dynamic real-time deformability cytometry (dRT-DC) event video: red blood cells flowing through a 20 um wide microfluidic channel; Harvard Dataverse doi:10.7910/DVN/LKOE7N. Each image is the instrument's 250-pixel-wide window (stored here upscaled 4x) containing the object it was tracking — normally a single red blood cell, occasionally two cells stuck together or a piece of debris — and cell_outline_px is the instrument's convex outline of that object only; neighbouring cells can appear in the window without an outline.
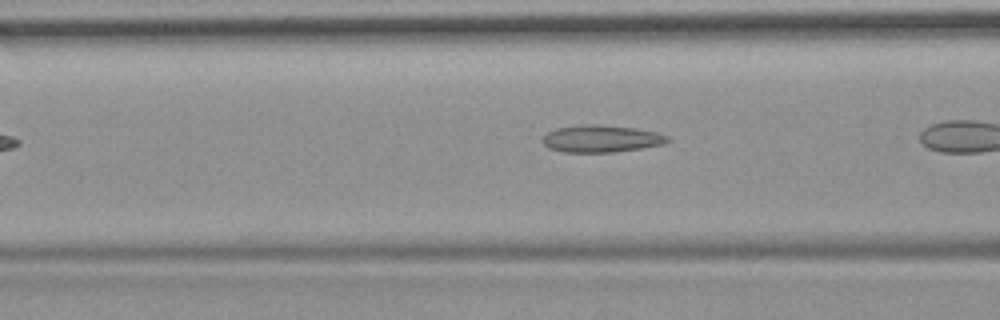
{"species": "common noctule bat (a hibernating species)", "species_latin": "Nyctalus noctula", "temperature_condition": "room temperature", "stored_images_in_passage": 24, "camera_frame_rate_fps": 3000, "um_per_image_px": 0.085, "animal": {"sex": "female", "body_mass_g": 19.9}, "frame": {"image": 1, "passage_image": 4, "time_ms": 1.0, "image_size_px": [1000, 320], "cell_outline_px": [[672, 140], [664, 144], [640, 148], [612, 152], [564, 152], [548, 148], [540, 140], [548, 132], [556, 128], [584, 124], [596, 124], [636, 128], [656, 132], [668, 136]], "centroid_in_image_um": [51.1, 11.78], "position_along_channel_um": 115.5, "area_um2": 19.83}}